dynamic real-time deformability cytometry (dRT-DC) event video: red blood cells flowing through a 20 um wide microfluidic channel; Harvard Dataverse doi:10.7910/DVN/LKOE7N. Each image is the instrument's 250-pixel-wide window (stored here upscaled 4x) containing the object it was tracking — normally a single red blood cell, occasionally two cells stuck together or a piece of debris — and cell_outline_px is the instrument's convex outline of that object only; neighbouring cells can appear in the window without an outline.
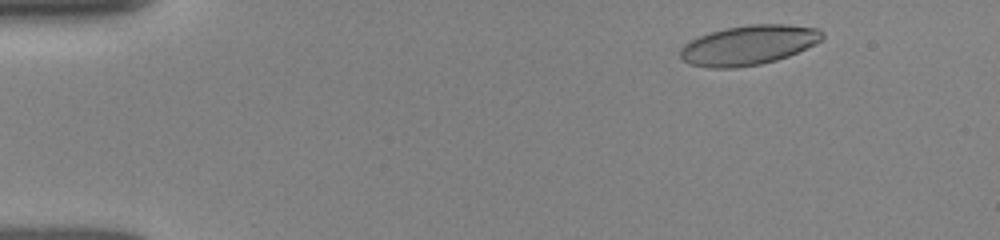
{"species": "human", "species_latin": "Homo sapiens", "temperature_condition": "room temperature", "stored_images_in_passage": 11, "camera_frame_rate_fps": 3000, "um_per_image_px": 0.085, "donor": {"sex": "female"}, "frame": {"image": 1, "passage_image": 4, "time_ms": 1.0, "image_size_px": [1000, 240], "cell_outline_px": [[824, 36], [820, 40], [788, 56], [776, 60], [760, 64], [736, 68], [708, 68], [692, 64], [684, 60], [680, 56], [680, 48], [684, 44], [700, 36], [724, 28], [748, 24], [788, 24], [820, 28], [824, 32]], "centroid_in_image_um": [63.63, 3.82], "position_along_channel_um": 21.4, "area_um2": 32.66}}
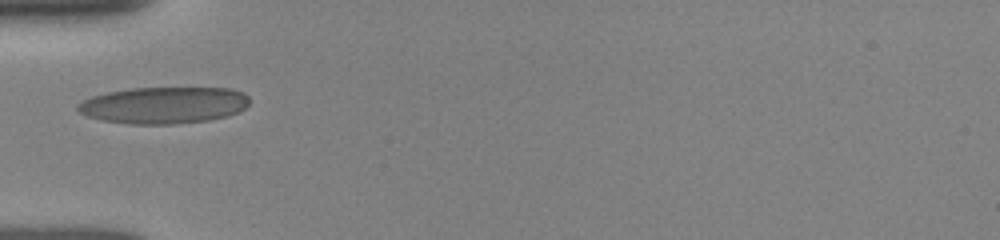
{"frame": {"image": 2, "passage_image": 10, "time_ms": 3.0, "image_size_px": [1000, 240], "cell_outline_px": [[248, 104], [244, 108], [228, 116], [208, 120], [172, 124], [128, 124], [100, 120], [88, 116], [80, 112], [76, 108], [76, 104], [92, 96], [108, 92], [132, 88], [232, 88], [244, 92], [248, 96]], "centroid_in_image_um": [13.91, 8.94], "position_along_channel_um": 71.1, "area_um2": 36.76}}